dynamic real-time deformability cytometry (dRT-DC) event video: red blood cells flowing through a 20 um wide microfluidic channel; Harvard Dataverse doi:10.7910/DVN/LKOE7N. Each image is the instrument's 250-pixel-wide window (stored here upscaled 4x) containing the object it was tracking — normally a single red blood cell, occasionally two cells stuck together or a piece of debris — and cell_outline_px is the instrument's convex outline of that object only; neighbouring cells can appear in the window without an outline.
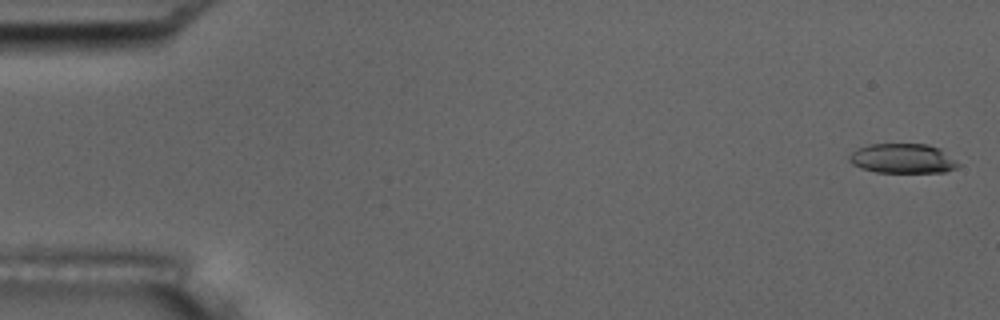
{"species": "common noctule bat (a hibernating species)", "species_latin": "Nyctalus noctula", "temperature_condition": "room temperature", "stored_images_in_passage": 16, "camera_frame_rate_fps": 3000, "um_per_image_px": 0.085, "animal": {"sex": "male", "body_mass_g": 17.5, "forearm_length_mm": 52.3}, "frame": {"image": 1, "passage_image": 2, "time_ms": 0.333, "image_size_px": [1000, 320], "cell_outline_px": [[960, 164], [956, 168], [944, 172], [876, 172], [860, 168], [852, 164], [848, 160], [848, 156], [856, 148], [868, 144], [928, 144], [940, 148], [956, 160]], "centroid_in_image_um": [76.7, 13.46], "position_along_channel_um": 8.3, "area_um2": 18.96}}
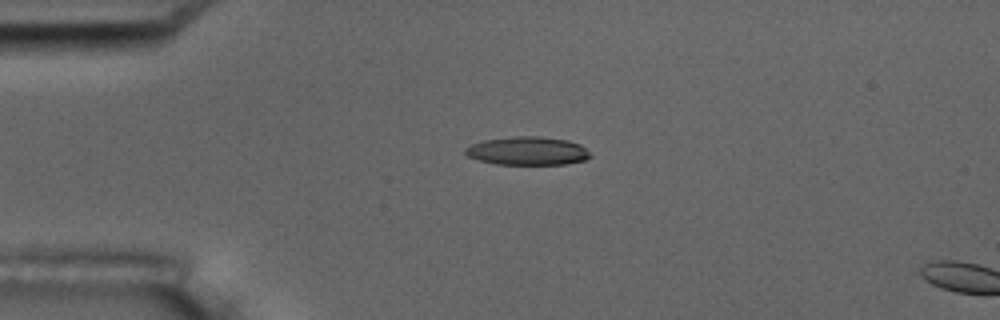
{"frame": {"image": 2, "passage_image": 14, "time_ms": 4.333, "image_size_px": [1000, 320], "cell_outline_px": [[592, 156], [584, 160], [564, 164], [496, 164], [476, 160], [468, 156], [464, 152], [464, 148], [472, 144], [484, 140], [512, 136], [540, 136], [568, 140], [580, 144]], "centroid_in_image_um": [44.81, 12.82], "position_along_channel_um": 40.2, "area_um2": 20.69}}